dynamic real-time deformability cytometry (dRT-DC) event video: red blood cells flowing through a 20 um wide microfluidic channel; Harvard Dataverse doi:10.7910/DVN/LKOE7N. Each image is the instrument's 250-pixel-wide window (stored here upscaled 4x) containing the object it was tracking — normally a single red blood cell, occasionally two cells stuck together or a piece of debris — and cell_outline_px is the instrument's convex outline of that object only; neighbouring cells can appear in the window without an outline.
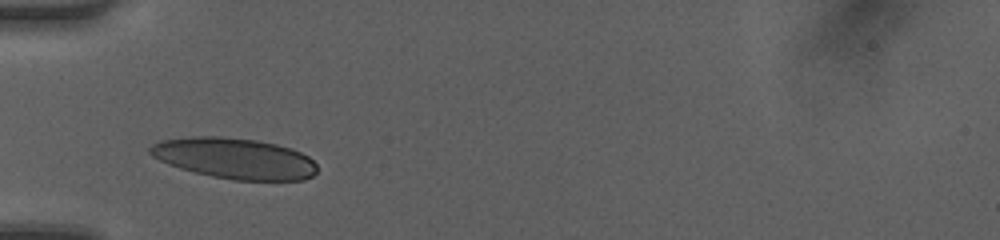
{"species": "human", "species_latin": "Homo sapiens", "temperature_condition": "room temperature", "stored_images_in_passage": 27, "camera_frame_rate_fps": 3000, "um_per_image_px": 0.085, "donor": {"sex": "female"}, "frame": {"image": 1, "passage_image": 1, "time_ms": 0.0, "image_size_px": [1000, 240], "cell_outline_px": [[316, 172], [312, 176], [304, 180], [232, 180], [212, 176], [180, 168], [168, 164], [152, 156], [148, 152], [148, 148], [152, 144], [160, 140], [192, 136], [220, 136], [256, 140], [276, 144], [292, 148], [308, 156], [316, 164]], "centroid_in_image_um": [19.92, 13.45], "position_along_channel_um": 65.1, "area_um2": 39.82}}
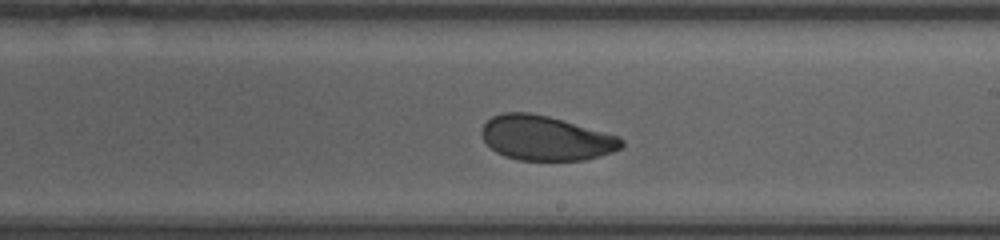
{"frame": {"image": 2, "passage_image": 14, "time_ms": 4.333, "image_size_px": [1000, 240], "cell_outline_px": [[624, 144], [620, 148], [612, 152], [600, 156], [584, 160], [520, 160], [504, 156], [496, 152], [484, 140], [480, 132], [484, 124], [492, 116], [504, 112], [528, 112], [548, 116], [620, 136], [624, 140]], "centroid_in_image_um": [46.4, 11.74], "position_along_channel_um": 242.6, "area_um2": 36.3}}
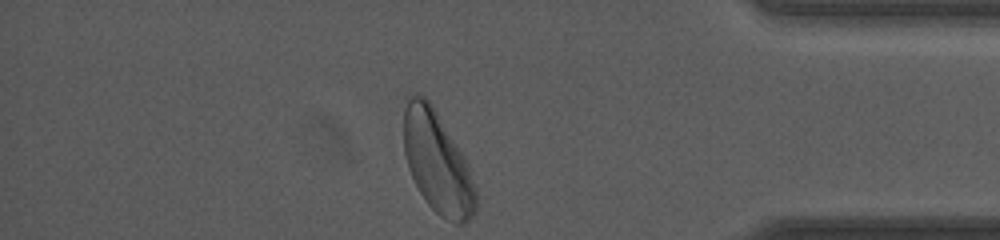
{"frame": {"image": 3, "passage_image": 27, "time_ms": 8.667, "image_size_px": [1000, 240], "cell_outline_px": [[476, 212], [464, 224], [456, 224], [440, 216], [424, 200], [408, 168], [404, 152], [404, 96], [408, 92], [420, 92], [432, 104], [464, 156], [468, 164], [476, 188]], "centroid_in_image_um": [37.15, 13.75], "position_along_channel_um": 398.0, "area_um2": 43.18}, "authors_computed_cell_mechanics": {"area_um2": 36.992, "velocity_mm_per_s": 4.1652, "shape_relaxation_time_tau1_ms": 3.0856, "shape_relaxation_time_tau2_ms": 1.4963, "deformation_change_tau1": 0.1089, "deformation_change_tau2": 0.069}}